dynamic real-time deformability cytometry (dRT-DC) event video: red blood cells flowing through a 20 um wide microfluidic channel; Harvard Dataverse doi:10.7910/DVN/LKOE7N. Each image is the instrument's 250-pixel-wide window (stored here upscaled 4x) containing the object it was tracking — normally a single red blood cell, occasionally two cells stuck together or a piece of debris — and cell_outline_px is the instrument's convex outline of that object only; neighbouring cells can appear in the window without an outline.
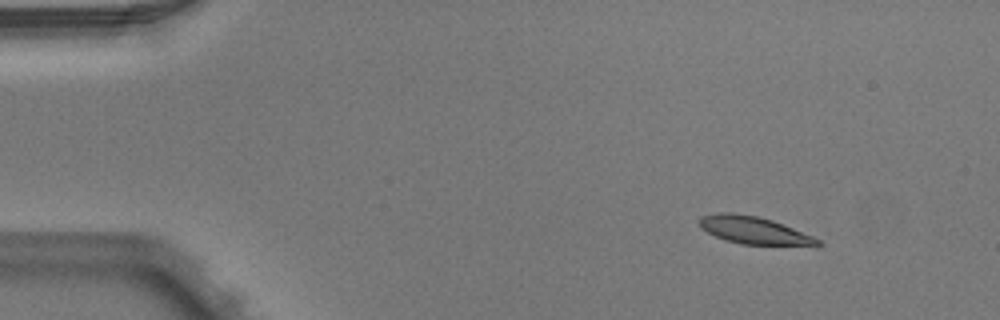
{"species": "Egyptian fruit bat (a non-hibernating species)", "species_latin": "Rousettus aegyptiacus", "temperature_condition": "warm", "stored_images_in_passage": 4, "camera_frame_rate_fps": 3000, "um_per_image_px": 0.085, "animal": {"sex": "male"}, "frame": {"image": 1, "passage_image": 2, "time_ms": 0.333, "image_size_px": [1000, 320], "cell_outline_px": [[824, 244], [816, 248], [740, 244], [724, 240], [700, 228], [700, 216], [716, 212], [732, 212], [756, 216], [772, 220], [812, 236], [820, 240]], "centroid_in_image_um": [64.19, 19.62], "position_along_channel_um": 20.8, "area_um2": 19.65}}